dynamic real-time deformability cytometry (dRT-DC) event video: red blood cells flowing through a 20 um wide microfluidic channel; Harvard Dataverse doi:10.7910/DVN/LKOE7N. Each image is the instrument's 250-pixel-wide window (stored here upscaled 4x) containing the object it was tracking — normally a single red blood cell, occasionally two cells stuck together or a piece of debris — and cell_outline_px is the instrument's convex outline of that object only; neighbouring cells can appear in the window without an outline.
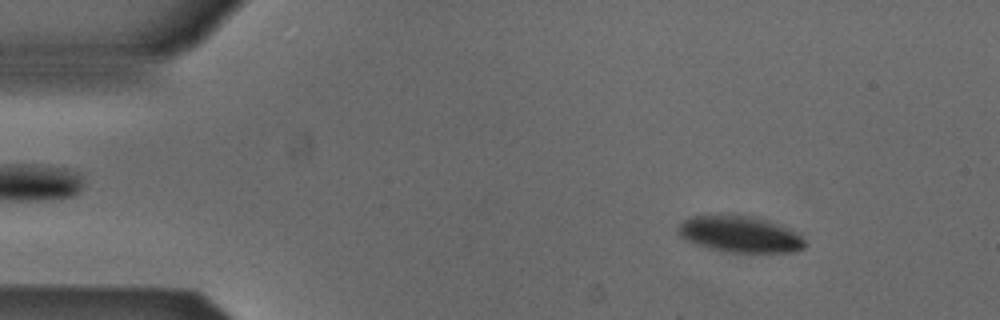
{"species": "Egyptian fruit bat (a non-hibernating species)", "species_latin": "Rousettus aegyptiacus", "temperature_condition": "cold", "stored_images_in_passage": 52, "camera_frame_rate_fps": 3000, "um_per_image_px": 0.085, "animal": {"sex": "male"}, "frame": {"image": 1, "passage_image": 6, "time_ms": 1.667, "image_size_px": [1000, 320], "cell_outline_px": [[808, 244], [804, 248], [796, 252], [732, 252], [692, 244], [684, 240], [680, 236], [676, 228], [684, 220], [692, 216], [752, 216], [776, 224], [800, 236]], "centroid_in_image_um": [62.85, 19.94], "position_along_channel_um": 22.1, "area_um2": 26.24}}
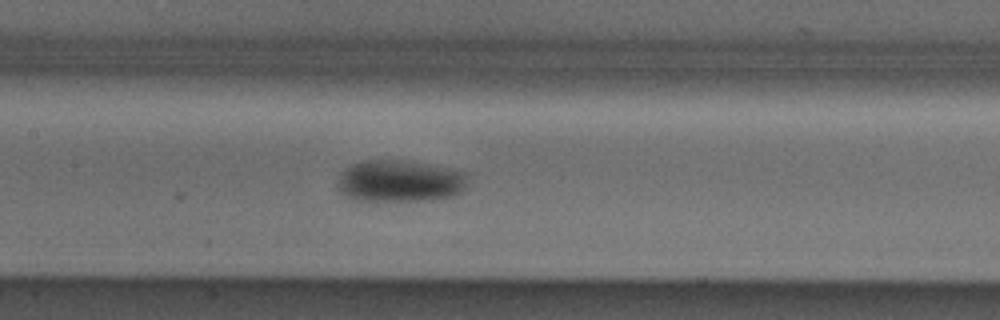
{"frame": {"image": 2, "passage_image": 24, "time_ms": 7.667, "image_size_px": [1000, 320], "cell_outline_px": [[468, 180], [464, 188], [460, 192], [452, 196], [424, 200], [352, 200], [340, 192], [336, 188], [336, 184], [340, 172], [348, 164], [360, 160], [404, 160], [448, 168], [468, 172]], "centroid_in_image_um": [33.92, 15.37], "position_along_channel_um": 173.5, "area_um2": 32.14}}
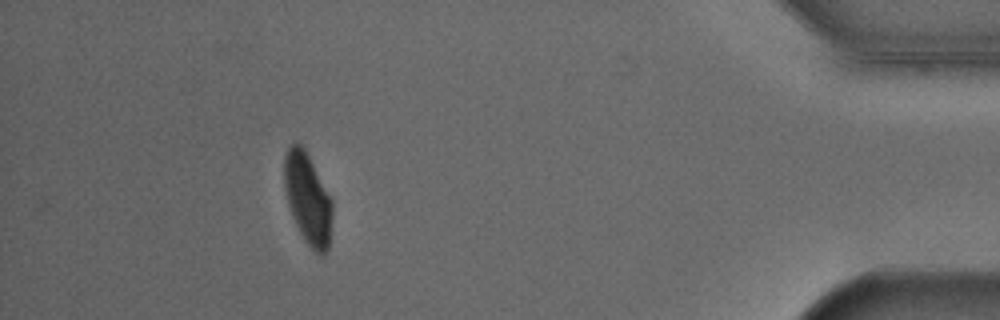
{"frame": {"image": 3, "passage_image": 47, "time_ms": 15.333, "image_size_px": [1000, 320], "cell_outline_px": [[332, 216], [328, 248], [320, 256], [312, 252], [304, 240], [292, 216], [288, 204], [284, 188], [284, 156], [288, 148], [292, 144], [300, 144], [304, 148], [332, 200]], "centroid_in_image_um": [26.15, 16.93], "position_along_channel_um": 409.1, "area_um2": 25.32}, "authors_computed_cell_mechanics": {"area_um2": 29.0734, "velocity_mm_per_s": 3.853, "shape_relaxation_time_tau1_ms": 3.6948, "shape_relaxation_time_tau2_ms": null, "deformation_change_tau1": 0.1162, "deformation_change_tau2": null}}